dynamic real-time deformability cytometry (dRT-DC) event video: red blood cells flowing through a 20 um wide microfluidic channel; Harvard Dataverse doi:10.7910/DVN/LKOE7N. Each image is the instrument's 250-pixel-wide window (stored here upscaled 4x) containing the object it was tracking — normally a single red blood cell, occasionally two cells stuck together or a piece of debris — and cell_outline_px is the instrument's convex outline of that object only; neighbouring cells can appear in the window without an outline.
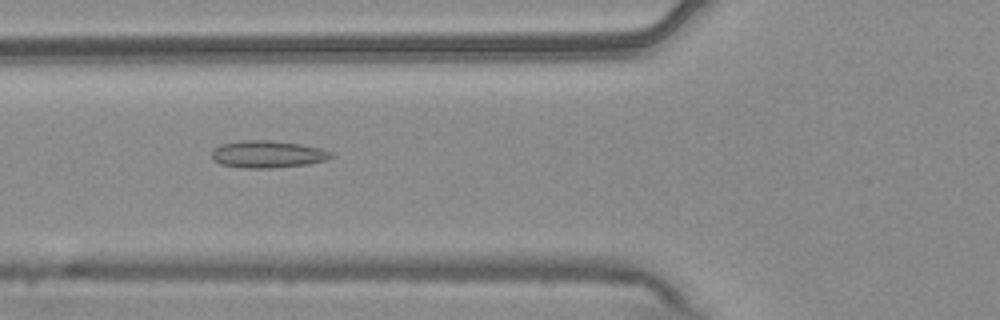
{"species": "common noctule bat (a hibernating species)", "species_latin": "Nyctalus noctula", "temperature_condition": "warm", "stored_images_in_passage": 30, "camera_frame_rate_fps": 3000, "um_per_image_px": 0.085, "animal": {"sex": "male", "body_mass_g": 20.4}, "frame": {"image": 1, "passage_image": 15, "time_ms": 4.667, "image_size_px": [1000, 320], "cell_outline_px": [[332, 156], [328, 160], [308, 164], [272, 168], [244, 168], [220, 164], [212, 160], [212, 148], [220, 144], [240, 140], [272, 140], [300, 144], [320, 148], [332, 152]], "centroid_in_image_um": [22.71, 13.1], "position_along_channel_um": 103.1, "area_um2": 19.13}}
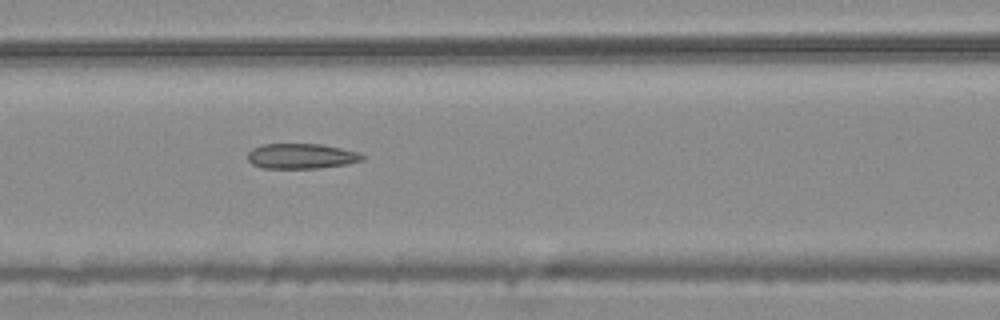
{"frame": {"image": 2, "passage_image": 18, "time_ms": 5.667, "image_size_px": [1000, 320], "cell_outline_px": [[368, 156], [364, 160], [348, 164], [316, 168], [264, 168], [252, 164], [248, 160], [248, 152], [252, 148], [260, 144], [320, 144], [360, 152]], "centroid_in_image_um": [25.65, 13.27], "position_along_channel_um": 141.0, "area_um2": 16.99}}